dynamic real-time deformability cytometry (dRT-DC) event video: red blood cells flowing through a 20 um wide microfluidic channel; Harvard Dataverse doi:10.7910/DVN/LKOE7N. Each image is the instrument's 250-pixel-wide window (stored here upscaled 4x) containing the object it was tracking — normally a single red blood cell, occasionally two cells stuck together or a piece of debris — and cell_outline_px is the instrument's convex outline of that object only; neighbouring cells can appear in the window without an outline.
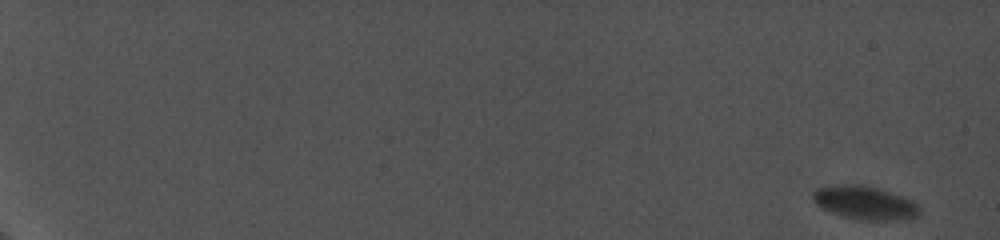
{"species": "common noctule bat (a hibernating species)", "species_latin": "Nyctalus noctula", "temperature_condition": "cold", "stored_images_in_passage": 11, "camera_frame_rate_fps": 5000, "um_per_image_px": 0.085, "animal": {"sex": "female", "body_mass_g": 19.0, "forearm_length_mm": 56.7}, "frame": {"image": 1, "passage_image": 1, "time_ms": 0.0, "image_size_px": [1000, 240], "cell_outline_px": [[920, 216], [900, 220], [860, 220], [832, 212], [816, 204], [812, 200], [812, 192], [816, 188], [836, 184], [860, 184], [876, 188], [912, 200], [920, 208]], "centroid_in_image_um": [73.5, 17.23], "position_along_channel_um": 11.5, "area_um2": 20.63}}
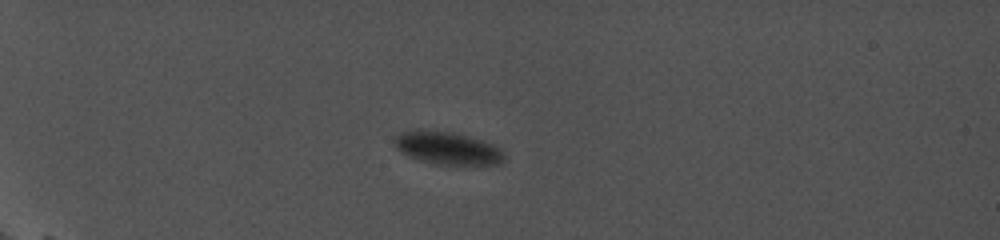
{"frame": {"image": 2, "passage_image": 6, "time_ms": 6.2, "image_size_px": [1000, 240], "cell_outline_px": [[504, 160], [500, 164], [436, 164], [420, 160], [408, 156], [400, 152], [396, 148], [396, 136], [400, 132], [416, 128], [420, 128], [452, 132], [468, 136], [492, 144], [500, 148], [504, 152]], "centroid_in_image_um": [38.0, 12.57], "position_along_channel_um": 47.0, "area_um2": 20.98}}